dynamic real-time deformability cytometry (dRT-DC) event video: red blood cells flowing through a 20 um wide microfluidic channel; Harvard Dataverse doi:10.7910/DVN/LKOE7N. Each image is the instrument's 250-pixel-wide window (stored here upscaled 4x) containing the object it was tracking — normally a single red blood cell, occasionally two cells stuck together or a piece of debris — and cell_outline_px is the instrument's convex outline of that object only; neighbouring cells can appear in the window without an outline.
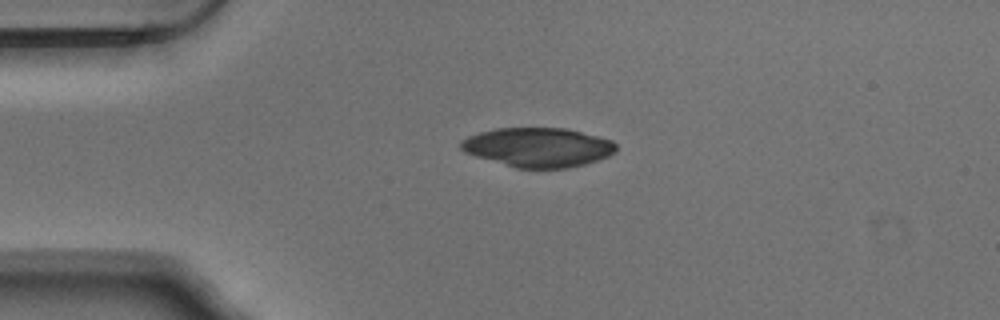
{"species": "Egyptian fruit bat (a non-hibernating species)", "species_latin": "Rousettus aegyptiacus", "temperature_condition": "warm", "stored_images_in_passage": 5, "camera_frame_rate_fps": 3000, "um_per_image_px": 0.085, "animal": {"sex": "male"}, "frame": {"image": 1, "passage_image": 1, "time_ms": 0.0, "image_size_px": [1000, 320], "cell_outline_px": [[616, 152], [608, 156], [584, 164], [568, 168], [516, 168], [476, 156], [464, 152], [460, 148], [460, 140], [468, 136], [480, 132], [496, 128], [564, 128], [612, 140], [616, 144]], "centroid_in_image_um": [45.71, 12.52], "position_along_channel_um": 39.3, "area_um2": 35.37}}